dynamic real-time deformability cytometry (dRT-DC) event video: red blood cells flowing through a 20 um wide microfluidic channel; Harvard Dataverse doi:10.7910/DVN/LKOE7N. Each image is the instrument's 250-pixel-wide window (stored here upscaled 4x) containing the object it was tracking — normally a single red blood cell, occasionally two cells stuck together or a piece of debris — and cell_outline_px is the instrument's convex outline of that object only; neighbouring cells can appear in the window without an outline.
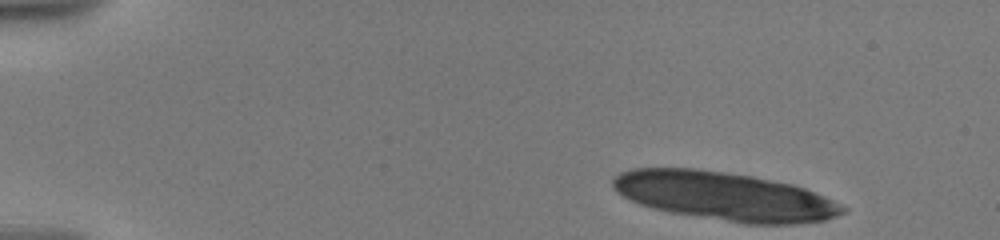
{"species": "human", "species_latin": "Homo sapiens", "temperature_condition": "warm", "stored_images_in_passage": 12, "camera_frame_rate_fps": 3000, "um_per_image_px": 0.085, "donor": {"sex": "male"}, "frame": {"image": 1, "passage_image": 1, "time_ms": 0.0, "image_size_px": [1000, 240], "cell_outline_px": [[848, 212], [824, 220], [796, 224], [744, 224], [672, 212], [652, 208], [640, 204], [616, 192], [612, 188], [612, 180], [620, 172], [632, 168], [696, 168], [752, 176], [792, 184], [804, 188], [824, 196], [848, 208]], "centroid_in_image_um": [61.6, 16.68], "position_along_channel_um": 23.4, "area_um2": 64.85}}
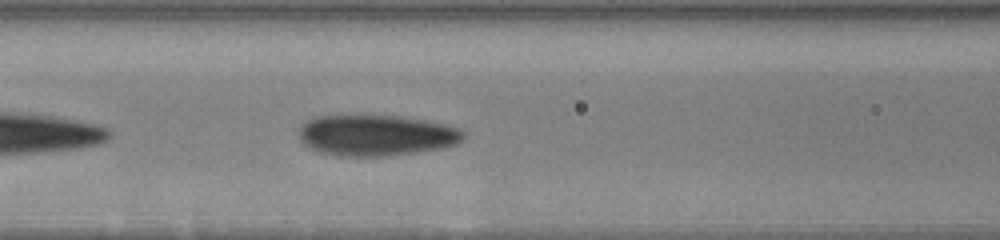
{"frame": {"image": 2, "passage_image": 9, "time_ms": 6.667, "image_size_px": [1000, 240], "cell_outline_px": [[464, 140], [456, 144], [440, 148], [416, 152], [384, 156], [340, 156], [320, 152], [304, 144], [300, 140], [296, 132], [300, 124], [316, 116], [400, 116], [424, 120], [460, 128], [464, 132]], "centroid_in_image_um": [31.94, 11.5], "position_along_channel_um": 134.7, "area_um2": 39.25}}
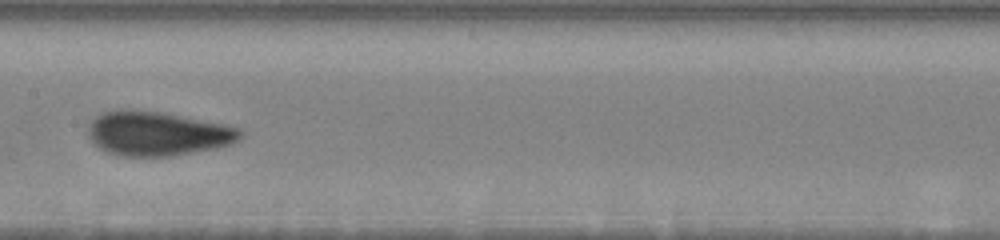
{"frame": {"image": 3, "passage_image": 11, "time_ms": 8.333, "image_size_px": [1000, 240], "cell_outline_px": [[244, 132], [232, 144], [216, 148], [172, 156], [120, 156], [108, 152], [100, 148], [88, 136], [88, 124], [96, 116], [104, 112], [132, 108], [160, 112], [224, 124], [240, 128]], "centroid_in_image_um": [13.37, 11.35], "position_along_channel_um": 194.0, "area_um2": 39.19}}